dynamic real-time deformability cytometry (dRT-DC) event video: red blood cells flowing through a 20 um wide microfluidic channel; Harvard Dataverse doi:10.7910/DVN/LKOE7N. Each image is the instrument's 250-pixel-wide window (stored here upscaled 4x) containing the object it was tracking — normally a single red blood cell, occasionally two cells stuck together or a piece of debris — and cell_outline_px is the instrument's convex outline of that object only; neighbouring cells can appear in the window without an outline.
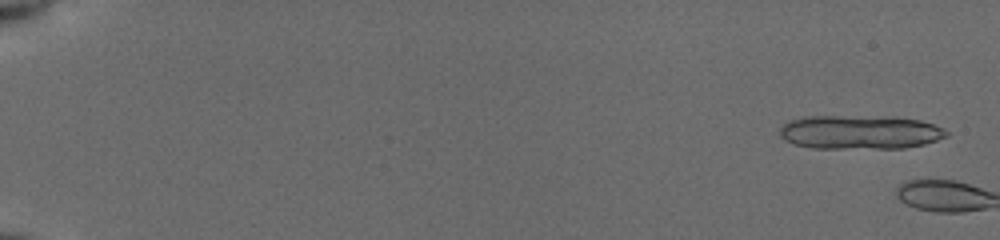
{"species": "common noctule bat (a hibernating species)", "species_latin": "Nyctalus noctula", "temperature_condition": "cold", "stored_images_in_passage": 4, "camera_frame_rate_fps": 3000, "um_per_image_px": 0.085, "animal": {"sex": "female", "body_mass_g": 19.5, "forearm_length_mm": 54.1}, "frame": {"image": 1, "passage_image": 2, "time_ms": 0.333, "image_size_px": [1000, 240], "cell_outline_px": [[948, 136], [924, 144], [904, 148], [812, 148], [796, 144], [780, 136], [780, 128], [788, 120], [804, 116], [896, 116], [920, 120], [944, 128], [948, 132]], "centroid_in_image_um": [73.12, 11.22], "position_along_channel_um": 11.9, "area_um2": 33.18}}